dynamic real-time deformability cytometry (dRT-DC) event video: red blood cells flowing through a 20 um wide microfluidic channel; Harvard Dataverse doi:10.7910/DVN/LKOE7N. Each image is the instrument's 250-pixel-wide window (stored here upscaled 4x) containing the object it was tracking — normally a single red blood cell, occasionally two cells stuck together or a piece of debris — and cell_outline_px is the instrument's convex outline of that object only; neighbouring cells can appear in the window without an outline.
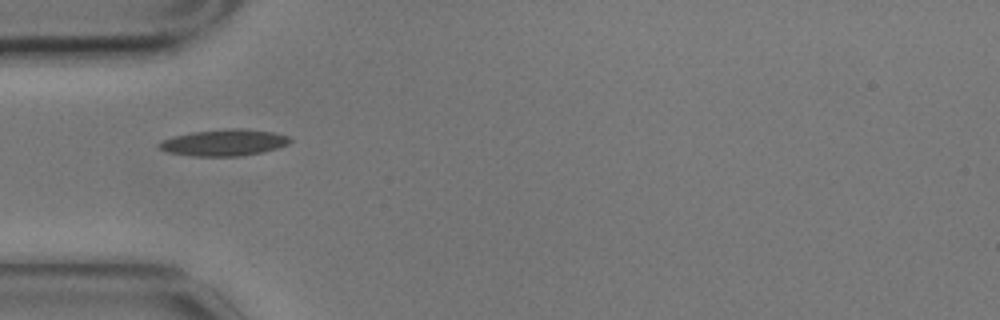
{"species": "common noctule bat (a hibernating species)", "species_latin": "Nyctalus noctula", "temperature_condition": "cold", "stored_images_in_passage": 11, "camera_frame_rate_fps": 3000, "um_per_image_px": 0.085, "animal": {"sex": "male", "body_mass_g": 17.9}, "frame": {"image": 1, "passage_image": 1, "time_ms": 0.0, "image_size_px": [1000, 320], "cell_outline_px": [[292, 140], [288, 144], [280, 148], [264, 152], [240, 156], [196, 156], [168, 152], [160, 148], [156, 144], [160, 140], [172, 136], [192, 132], [228, 128], [244, 128], [272, 132], [288, 136]], "centroid_in_image_um": [19.05, 12.11], "position_along_channel_um": 65.9, "area_um2": 20.4}}
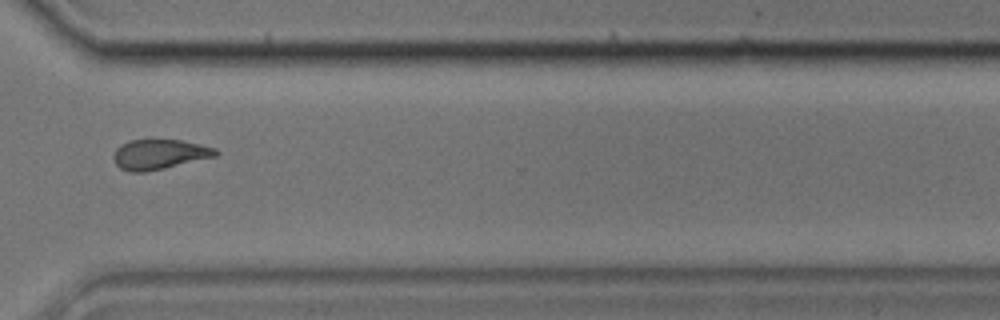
{"frame": {"image": 2, "passage_image": 8, "time_ms": 2.333, "image_size_px": [1000, 320], "cell_outline_px": [[220, 152], [216, 156], [164, 168], [144, 172], [132, 172], [120, 168], [116, 164], [112, 156], [116, 148], [120, 144], [128, 140], [180, 140], [200, 144], [216, 148]], "centroid_in_image_um": [13.53, 13.11], "position_along_channel_um": 357.1, "area_um2": 17.8}}